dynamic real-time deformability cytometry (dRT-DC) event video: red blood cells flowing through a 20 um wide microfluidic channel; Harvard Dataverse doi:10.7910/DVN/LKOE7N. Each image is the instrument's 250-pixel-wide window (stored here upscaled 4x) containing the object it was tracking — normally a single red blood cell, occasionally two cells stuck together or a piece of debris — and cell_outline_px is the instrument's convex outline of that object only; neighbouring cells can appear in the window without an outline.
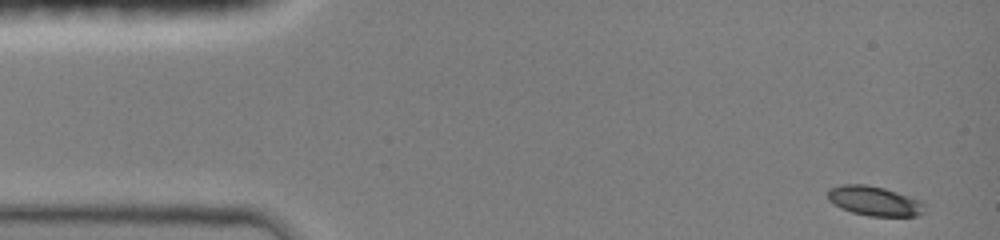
{"species": "common noctule bat (a hibernating species)", "species_latin": "Nyctalus noctula", "temperature_condition": "room temperature", "stored_images_in_passage": 10, "camera_frame_rate_fps": 3000, "um_per_image_px": 0.085, "animal": {"sex": "female", "body_mass_g": 19.0, "forearm_length_mm": 51.5}, "frame": {"image": 1, "passage_image": 1, "time_ms": 0.0, "image_size_px": [1000, 240], "cell_outline_px": [[924, 212], [916, 216], [868, 216], [852, 212], [840, 208], [832, 204], [828, 200], [828, 192], [832, 188], [844, 184], [864, 184], [884, 188], [908, 196], [924, 204]], "centroid_in_image_um": [74.28, 17.09], "position_along_channel_um": 10.7, "area_um2": 16.47}}